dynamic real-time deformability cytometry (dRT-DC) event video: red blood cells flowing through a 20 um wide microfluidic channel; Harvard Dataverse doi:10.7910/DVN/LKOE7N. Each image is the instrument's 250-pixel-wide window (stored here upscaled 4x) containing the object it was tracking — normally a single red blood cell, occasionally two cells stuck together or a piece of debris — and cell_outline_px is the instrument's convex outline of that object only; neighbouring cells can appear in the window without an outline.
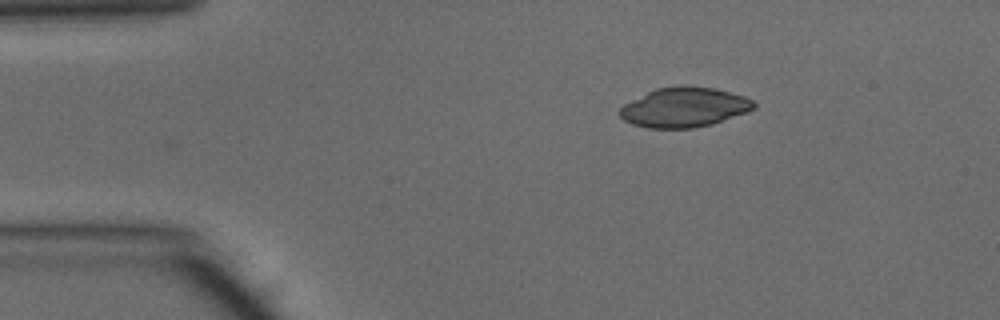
{"species": "common noctule bat (a hibernating species)", "species_latin": "Nyctalus noctula", "temperature_condition": "warm", "stored_images_in_passage": 34, "camera_frame_rate_fps": 3000, "um_per_image_px": 0.085, "animal": {"sex": "male", "body_mass_g": 15.6}, "frame": {"image": 1, "passage_image": 1, "time_ms": 0.0, "image_size_px": [1000, 320], "cell_outline_px": [[756, 108], [748, 112], [712, 124], [692, 128], [648, 128], [632, 124], [624, 120], [616, 112], [624, 104], [656, 88], [716, 88], [744, 96], [752, 100], [756, 104]], "centroid_in_image_um": [58.16, 9.16], "position_along_channel_um": 26.8, "area_um2": 30.46}}